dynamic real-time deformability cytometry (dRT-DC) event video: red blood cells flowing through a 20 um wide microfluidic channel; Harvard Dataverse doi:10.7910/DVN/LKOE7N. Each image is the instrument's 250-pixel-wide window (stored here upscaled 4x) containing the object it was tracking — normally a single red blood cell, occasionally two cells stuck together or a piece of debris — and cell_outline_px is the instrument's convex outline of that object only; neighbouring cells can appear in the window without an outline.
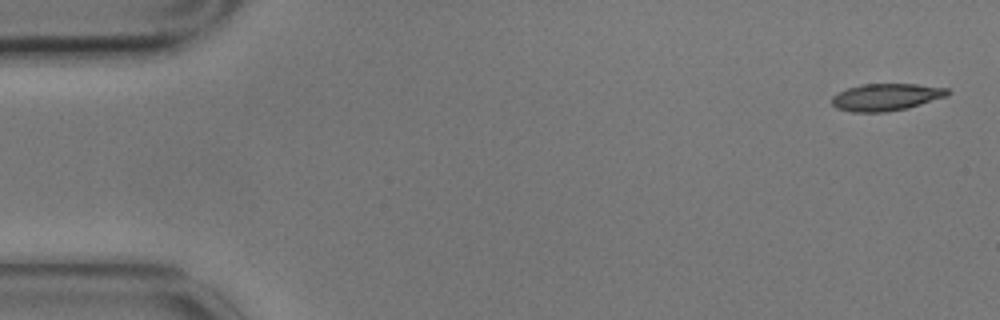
{"species": "common noctule bat (a hibernating species)", "species_latin": "Nyctalus noctula", "temperature_condition": "cold", "stored_images_in_passage": 5, "camera_frame_rate_fps": 3000, "um_per_image_px": 0.085, "animal": {"sex": "male", "body_mass_g": 17.9}, "frame": {"image": 1, "passage_image": 1, "time_ms": 0.0, "image_size_px": [1000, 320], "cell_outline_px": [[952, 92], [948, 96], [908, 108], [888, 112], [852, 112], [836, 108], [832, 104], [832, 96], [848, 88], [864, 84], [916, 84], [948, 88]], "centroid_in_image_um": [75.36, 8.26], "position_along_channel_um": 9.6, "area_um2": 18.38}}
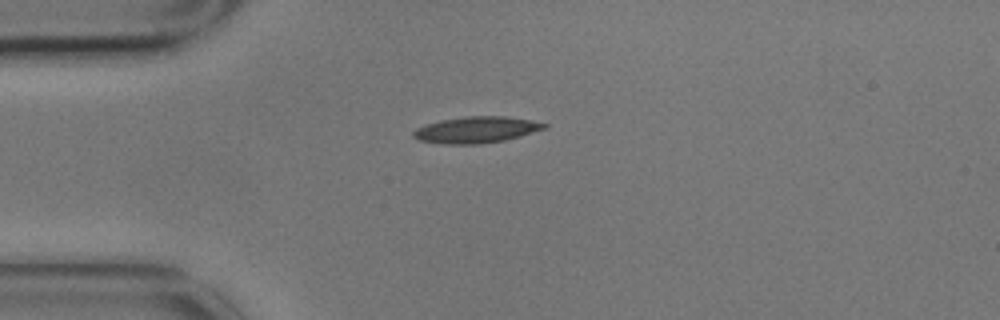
{"frame": {"image": 2, "passage_image": 4, "time_ms": 1.0, "image_size_px": [1000, 320], "cell_outline_px": [[548, 128], [520, 136], [504, 140], [480, 144], [444, 144], [420, 140], [412, 136], [412, 132], [416, 128], [440, 120], [468, 116], [504, 116], [528, 120], [548, 124]], "centroid_in_image_um": [40.48, 11.03], "position_along_channel_um": 44.5, "area_um2": 19.94}}